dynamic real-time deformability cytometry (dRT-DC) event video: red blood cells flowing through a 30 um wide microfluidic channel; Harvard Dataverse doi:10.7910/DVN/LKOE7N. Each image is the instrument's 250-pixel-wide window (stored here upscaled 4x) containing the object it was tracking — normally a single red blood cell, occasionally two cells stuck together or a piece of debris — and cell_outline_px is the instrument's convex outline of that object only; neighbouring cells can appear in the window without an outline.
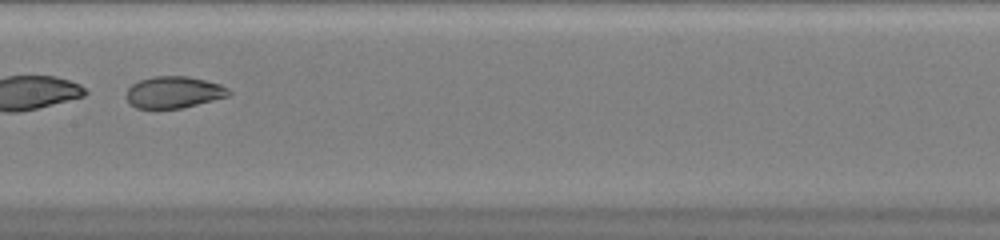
{"species": "common noctule bat (a hibernating species)", "species_latin": "Nyctalus noctula", "temperature_condition": "warm", "stored_images_in_passage": 50, "camera_frame_rate_fps": 3000, "um_per_image_px": 0.085, "animal": {"sex": "female", "body_mass_g": 20.0, "forearm_length_mm": 54.0}, "frame": {"image": 1, "passage_image": 27, "time_ms": 8.667, "image_size_px": [1000, 240], "cell_outline_px": [[232, 92], [228, 96], [180, 108], [136, 108], [128, 100], [128, 88], [132, 84], [140, 80], [156, 76], [188, 76], [220, 84], [228, 88]], "centroid_in_image_um": [14.79, 7.83], "position_along_channel_um": 192.6, "area_um2": 18.55}}
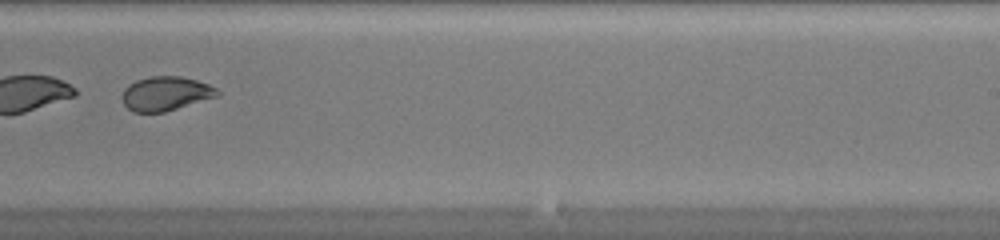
{"frame": {"image": 2, "passage_image": 33, "time_ms": 10.667, "image_size_px": [1000, 240], "cell_outline_px": [[220, 96], [164, 112], [132, 112], [120, 100], [120, 96], [124, 88], [128, 84], [136, 80], [152, 76], [180, 76], [196, 80], [208, 84], [216, 88], [220, 92]], "centroid_in_image_um": [14.06, 7.96], "position_along_channel_um": 274.9, "area_um2": 19.19}}
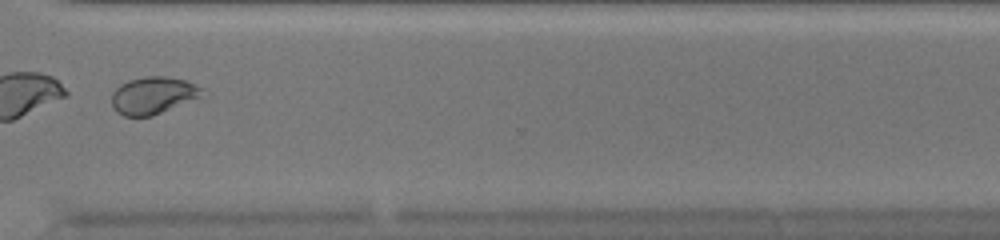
{"frame": {"image": 3, "passage_image": 39, "time_ms": 12.667, "image_size_px": [1000, 240], "cell_outline_px": [[208, 96], [152, 116], [124, 116], [116, 112], [112, 108], [112, 92], [120, 84], [128, 80], [144, 76], [168, 76], [184, 80], [196, 84], [204, 88]], "centroid_in_image_um": [13.09, 8.11], "position_along_channel_um": 357.5, "area_um2": 20.35}}